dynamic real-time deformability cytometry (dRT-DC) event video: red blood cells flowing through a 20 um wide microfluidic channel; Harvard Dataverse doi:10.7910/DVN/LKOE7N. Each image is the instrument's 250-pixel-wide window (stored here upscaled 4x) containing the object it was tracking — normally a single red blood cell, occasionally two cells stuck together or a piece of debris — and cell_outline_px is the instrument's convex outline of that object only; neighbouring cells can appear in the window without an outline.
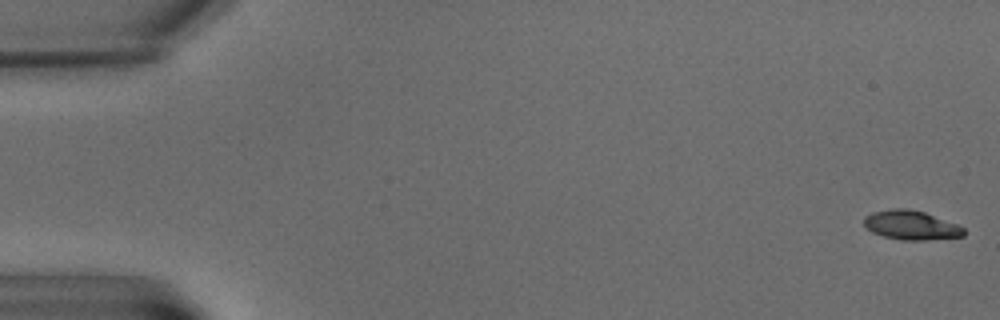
{"species": "common noctule bat (a hibernating species)", "species_latin": "Nyctalus noctula", "temperature_condition": "warm", "stored_images_in_passage": 6, "camera_frame_rate_fps": 3000, "um_per_image_px": 0.085, "animal": {"sex": "male", "body_mass_g": 15.6}, "frame": {"image": 1, "passage_image": 1, "time_ms": 0.0, "image_size_px": [1000, 320], "cell_outline_px": [[964, 236], [924, 240], [900, 240], [884, 236], [872, 232], [864, 228], [864, 216], [872, 212], [892, 208], [908, 208], [924, 212], [956, 224], [964, 228]], "centroid_in_image_um": [77.39, 19.13], "position_along_channel_um": 7.6, "area_um2": 16.99}}
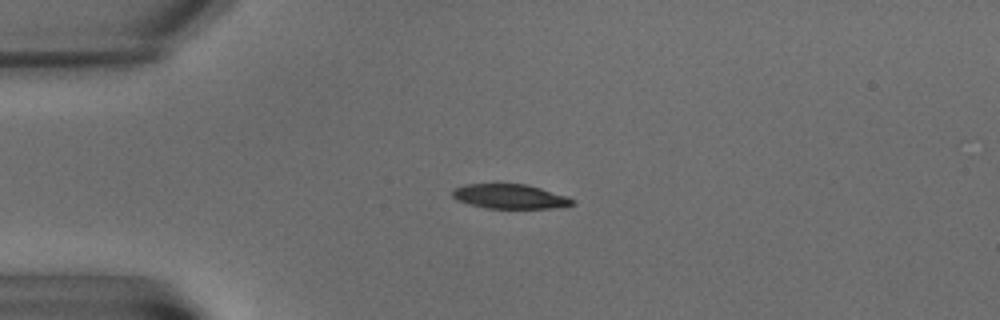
{"frame": {"image": 2, "passage_image": 5, "time_ms": 5.667, "image_size_px": [1000, 320], "cell_outline_px": [[576, 204], [556, 208], [484, 208], [468, 204], [456, 200], [452, 196], [452, 188], [464, 184], [524, 184], [540, 188], [568, 196], [576, 200]], "centroid_in_image_um": [43.34, 16.7], "position_along_channel_um": 41.7, "area_um2": 17.34}}